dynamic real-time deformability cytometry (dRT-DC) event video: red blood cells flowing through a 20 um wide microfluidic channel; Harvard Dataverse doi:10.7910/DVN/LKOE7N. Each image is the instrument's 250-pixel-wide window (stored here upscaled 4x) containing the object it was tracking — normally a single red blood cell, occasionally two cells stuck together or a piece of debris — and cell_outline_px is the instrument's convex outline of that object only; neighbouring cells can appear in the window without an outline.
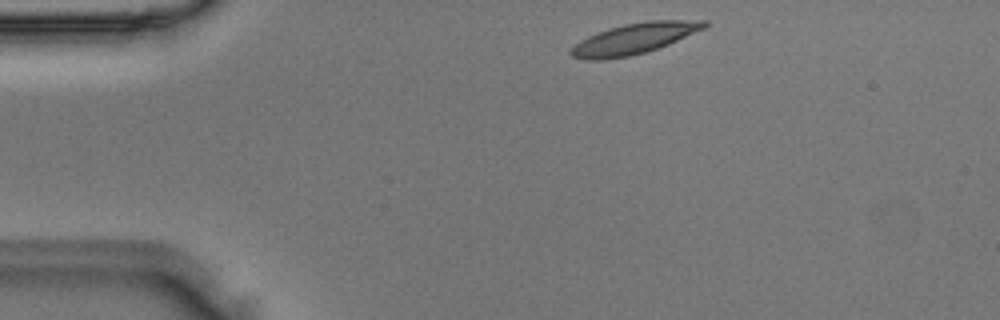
{"species": "Egyptian fruit bat (a non-hibernating species)", "species_latin": "Rousettus aegyptiacus", "temperature_condition": "room temperature", "stored_images_in_passage": 43, "camera_frame_rate_fps": 3000, "um_per_image_px": 0.085, "animal": {"sex": "male"}, "frame": {"image": 1, "passage_image": 2, "time_ms": 0.333, "image_size_px": [1000, 320], "cell_outline_px": [[708, 24], [704, 28], [668, 44], [632, 56], [604, 60], [584, 60], [572, 56], [568, 52], [580, 40], [588, 36], [608, 28], [624, 24], [648, 20], [708, 20]], "centroid_in_image_um": [53.87, 3.28], "position_along_channel_um": 31.1, "area_um2": 23.81}}
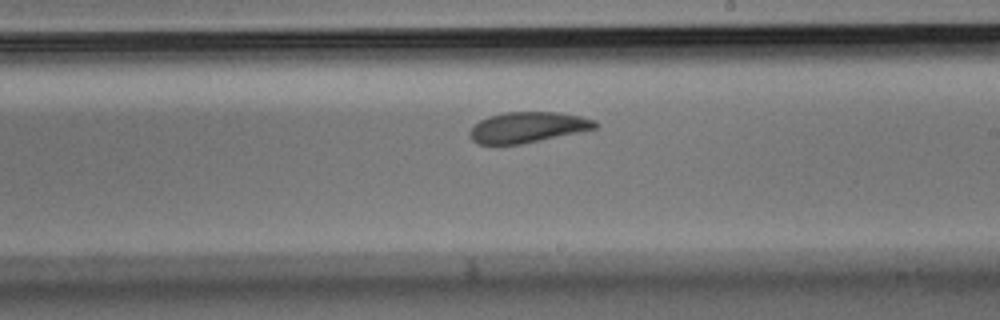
{"frame": {"image": 2, "passage_image": 22, "time_ms": 7.0, "image_size_px": [1000, 320], "cell_outline_px": [[600, 124], [596, 128], [580, 132], [520, 144], [480, 144], [472, 140], [468, 132], [480, 120], [488, 116], [504, 112], [556, 112], [580, 116], [596, 120]], "centroid_in_image_um": [44.87, 10.81], "position_along_channel_um": 244.1, "area_um2": 22.31}}
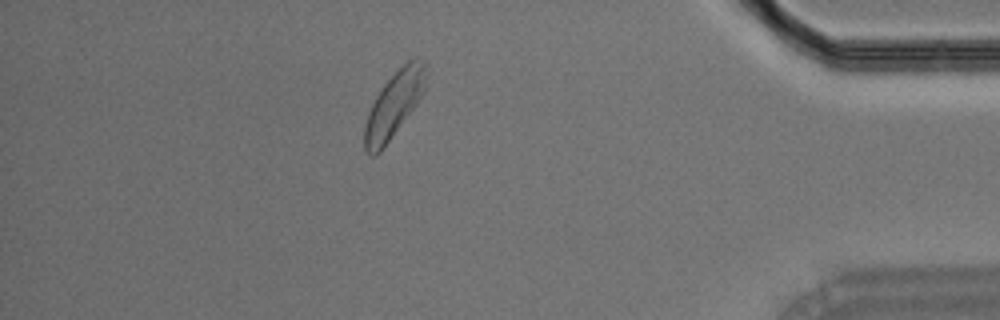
{"frame": {"image": 3, "passage_image": 37, "time_ms": 12.0, "image_size_px": [1000, 320], "cell_outline_px": [[428, 76], [424, 92], [416, 104], [380, 152], [376, 156], [368, 156], [364, 152], [364, 124], [368, 112], [376, 96], [384, 84], [408, 60], [416, 56], [424, 60], [428, 72]], "centroid_in_image_um": [33.5, 8.88], "position_along_channel_um": 401.7, "area_um2": 23.58}}